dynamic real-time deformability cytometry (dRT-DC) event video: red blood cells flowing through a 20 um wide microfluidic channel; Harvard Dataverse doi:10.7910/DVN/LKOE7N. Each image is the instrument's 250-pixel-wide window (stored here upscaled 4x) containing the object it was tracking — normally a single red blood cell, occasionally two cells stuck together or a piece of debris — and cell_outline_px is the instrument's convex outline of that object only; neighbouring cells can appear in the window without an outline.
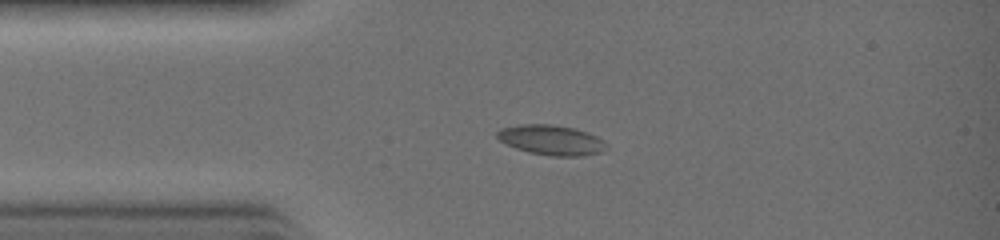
{"species": "common noctule bat (a hibernating species)", "species_latin": "Nyctalus noctula", "temperature_condition": "warm", "stored_images_in_passage": 27, "camera_frame_rate_fps": 3000, "um_per_image_px": 0.085, "animal": {"sex": "female", "body_mass_g": 19.0, "forearm_length_mm": 51.5}, "frame": {"image": 1, "passage_image": 1, "time_ms": 0.0, "image_size_px": [1000, 240], "cell_outline_px": [[608, 148], [600, 152], [580, 156], [548, 156], [528, 152], [516, 148], [500, 140], [496, 136], [496, 132], [500, 128], [520, 124], [552, 124], [576, 128], [588, 132], [604, 140]], "centroid_in_image_um": [46.87, 11.89], "position_along_channel_um": 38.1, "area_um2": 19.25}}
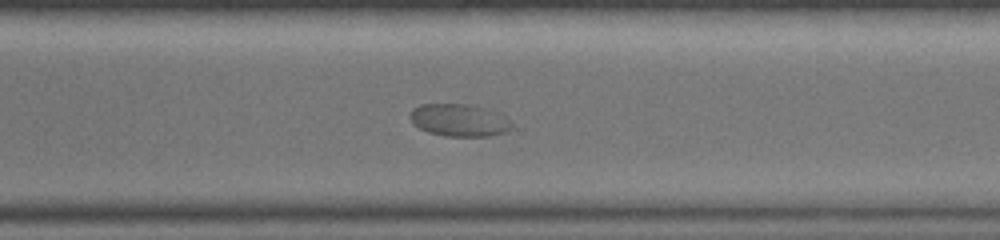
{"frame": {"image": 2, "passage_image": 17, "time_ms": 5.333, "image_size_px": [1000, 240], "cell_outline_px": [[512, 128], [508, 132], [488, 136], [444, 136], [428, 132], [412, 124], [408, 116], [412, 108], [420, 104], [468, 104], [488, 108], [500, 112], [512, 124]], "centroid_in_image_um": [39.03, 10.21], "position_along_channel_um": 331.6, "area_um2": 19.59}}
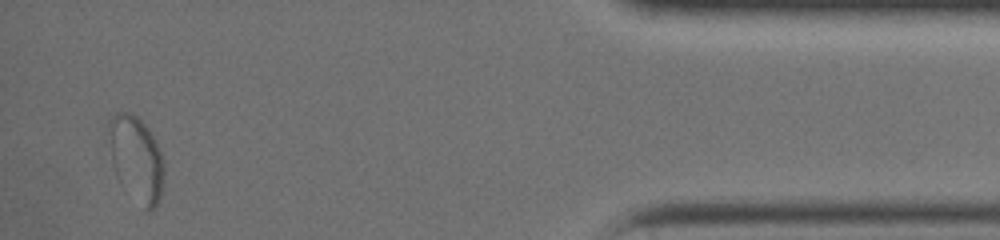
{"frame": {"image": 3, "passage_image": 25, "time_ms": 8.0, "image_size_px": [1000, 240], "cell_outline_px": [[164, 172], [160, 196], [156, 204], [148, 212], [144, 212], [116, 176], [112, 164], [112, 116], [116, 112], [132, 112], [148, 128], [160, 152], [164, 164]], "centroid_in_image_um": [11.63, 13.57], "position_along_channel_um": 423.6, "area_um2": 26.59}}